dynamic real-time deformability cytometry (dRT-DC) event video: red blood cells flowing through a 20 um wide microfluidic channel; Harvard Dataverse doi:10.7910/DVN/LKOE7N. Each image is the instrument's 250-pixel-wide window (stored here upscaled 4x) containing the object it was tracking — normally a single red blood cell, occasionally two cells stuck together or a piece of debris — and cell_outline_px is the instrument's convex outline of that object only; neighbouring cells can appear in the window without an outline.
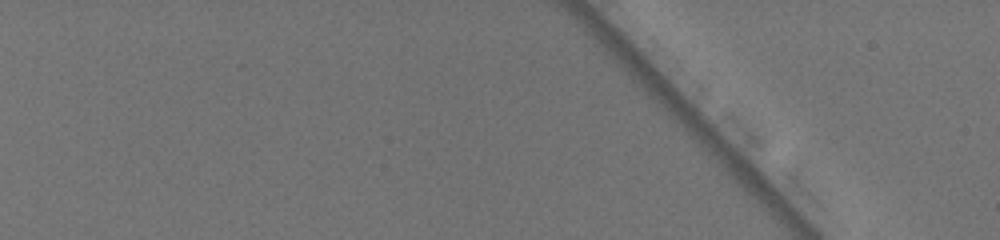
{"species": "common noctule bat (a hibernating species)", "species_latin": "Nyctalus noctula", "temperature_condition": "warm", "stored_images_in_passage": 2, "segment_of_instrument_passage": [1, 2], "camera_frame_rate_fps": 3000, "um_per_image_px": 0.085, "animal": {"sex": "female", "body_mass_g": 19.5, "forearm_length_mm": 54.1}, "frame": {"image": 1, "passage_image": 1, "time_ms": 0.0, "image_size_px": [1000, 240], "cell_outline_px": [[936, 92], [920, 136], [916, 136], [892, 112], [880, 80], [880, 72], [888, 36], [912, 56], [932, 84]], "centroid_in_image_um": [77.02, 7.42], "position_along_channel_um": 8.0, "area_um2": 23.18}}